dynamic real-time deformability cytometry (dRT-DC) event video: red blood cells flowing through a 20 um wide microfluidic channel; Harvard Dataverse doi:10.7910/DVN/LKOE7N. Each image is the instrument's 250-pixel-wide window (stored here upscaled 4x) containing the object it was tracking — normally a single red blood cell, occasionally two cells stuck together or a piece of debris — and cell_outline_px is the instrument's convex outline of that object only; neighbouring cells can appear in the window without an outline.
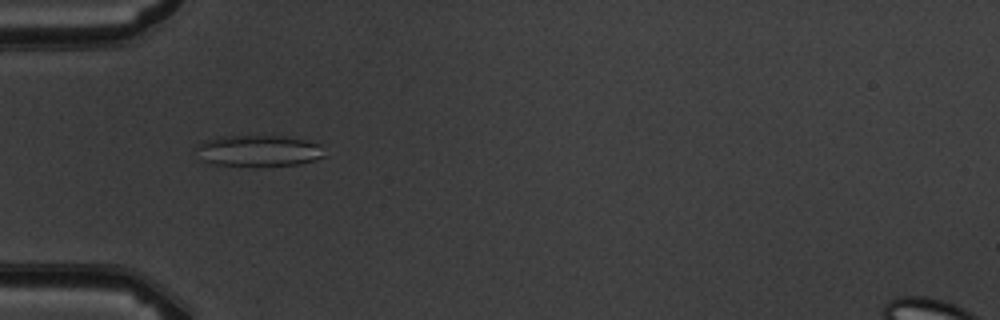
{"species": "common noctule bat (a hibernating species)", "species_latin": "Nyctalus noctula", "temperature_condition": "warm", "stored_images_in_passage": 6, "camera_frame_rate_fps": 3000, "um_per_image_px": 0.085, "animal": {"sex": "male", "body_mass_g": 19.5, "forearm_length_mm": 54.6}, "frame": {"image": 1, "passage_image": 5, "time_ms": 4.667, "image_size_px": [1000, 320], "cell_outline_px": [[324, 156], [316, 160], [300, 164], [252, 168], [212, 164], [200, 160], [192, 148], [196, 144], [204, 140], [220, 136], [288, 136], [308, 140], [320, 144]], "centroid_in_image_um": [21.89, 12.84], "position_along_channel_um": 63.1, "area_um2": 24.57}}
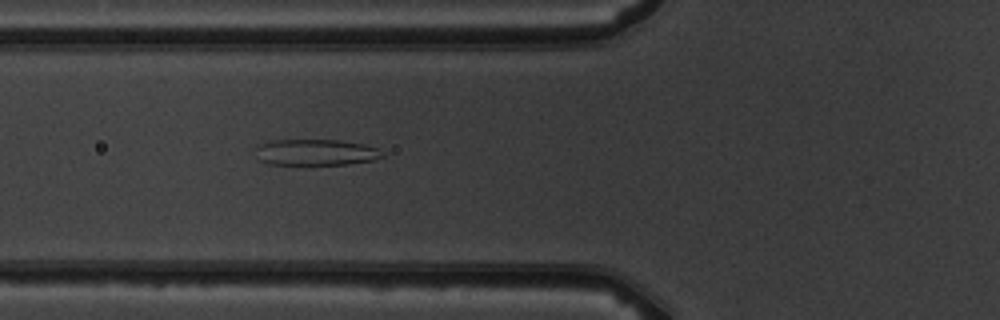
{"frame": {"image": 2, "passage_image": 6, "time_ms": 5.667, "image_size_px": [1000, 320], "cell_outline_px": [[384, 156], [372, 160], [348, 164], [268, 164], [260, 160], [256, 148], [256, 144], [272, 140], [340, 140], [364, 144], [376, 148]], "centroid_in_image_um": [26.81, 12.94], "position_along_channel_um": 99.0, "area_um2": 19.13}}